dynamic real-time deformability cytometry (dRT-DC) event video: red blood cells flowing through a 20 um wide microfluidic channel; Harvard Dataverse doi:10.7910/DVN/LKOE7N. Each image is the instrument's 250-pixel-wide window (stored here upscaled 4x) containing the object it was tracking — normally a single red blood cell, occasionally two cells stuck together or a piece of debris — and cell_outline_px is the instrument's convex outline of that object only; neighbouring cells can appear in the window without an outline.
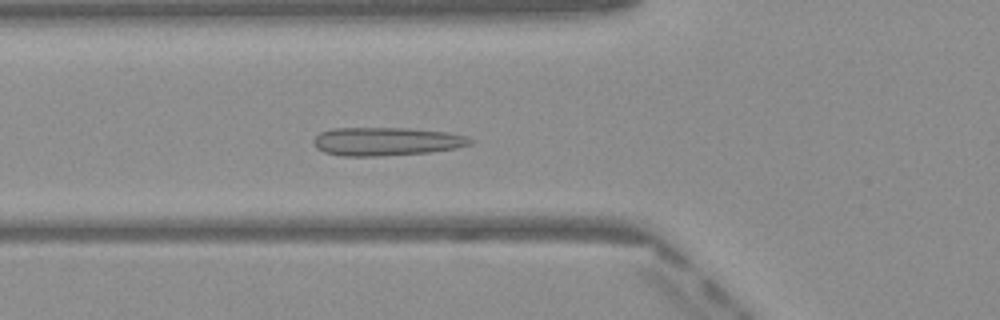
{"species": "Egyptian fruit bat (a non-hibernating species)", "species_latin": "Rousettus aegyptiacus", "temperature_condition": "warm", "stored_images_in_passage": 49, "camera_frame_rate_fps": 3000, "um_per_image_px": 0.085, "frame": {"image": 1, "passage_image": 17, "time_ms": 5.333, "image_size_px": [1000, 320], "cell_outline_px": [[472, 144], [456, 148], [428, 152], [380, 156], [340, 156], [324, 152], [316, 148], [312, 144], [312, 140], [320, 132], [332, 128], [408, 128], [448, 132], [468, 136], [472, 140]], "centroid_in_image_um": [32.81, 12.02], "position_along_channel_um": 93.0, "area_um2": 26.07}}
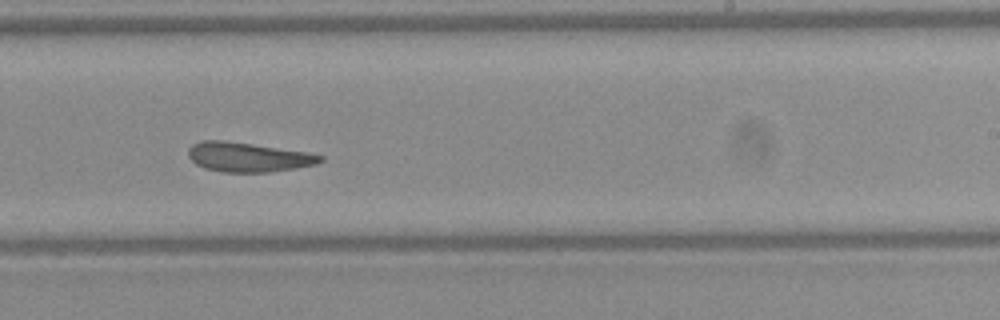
{"frame": {"image": 2, "passage_image": 30, "time_ms": 9.667, "image_size_px": [1000, 320], "cell_outline_px": [[324, 160], [316, 164], [296, 168], [268, 172], [220, 172], [204, 168], [196, 164], [188, 156], [188, 148], [192, 144], [200, 140], [220, 140], [252, 144], [308, 152], [324, 156]], "centroid_in_image_um": [21.07, 13.35], "position_along_channel_um": 267.9, "area_um2": 22.72}}
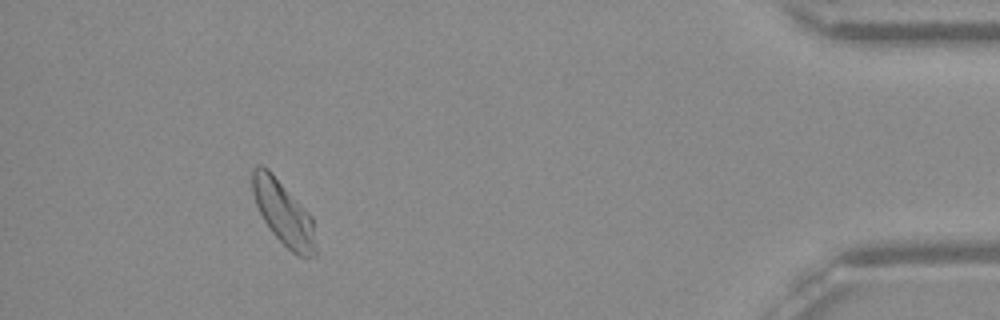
{"frame": {"image": 3, "passage_image": 45, "time_ms": 14.667, "image_size_px": [1000, 320], "cell_outline_px": [[316, 256], [296, 256], [272, 232], [264, 220], [256, 204], [252, 192], [252, 168], [256, 164], [260, 164], [268, 168], [272, 172], [312, 216], [316, 248]], "centroid_in_image_um": [24.08, 18.07], "position_along_channel_um": 411.1, "area_um2": 23.52}, "authors_computed_cell_mechanics": {"area_um2": 23.8136, "velocity_mm_per_s": 4.0288, "shape_relaxation_time_tau1_ms": 8.1683, "shape_relaxation_time_tau2_ms": 1.2466, "deformation_change_tau1": 0.1876, "deformation_change_tau2": 0.0876}}